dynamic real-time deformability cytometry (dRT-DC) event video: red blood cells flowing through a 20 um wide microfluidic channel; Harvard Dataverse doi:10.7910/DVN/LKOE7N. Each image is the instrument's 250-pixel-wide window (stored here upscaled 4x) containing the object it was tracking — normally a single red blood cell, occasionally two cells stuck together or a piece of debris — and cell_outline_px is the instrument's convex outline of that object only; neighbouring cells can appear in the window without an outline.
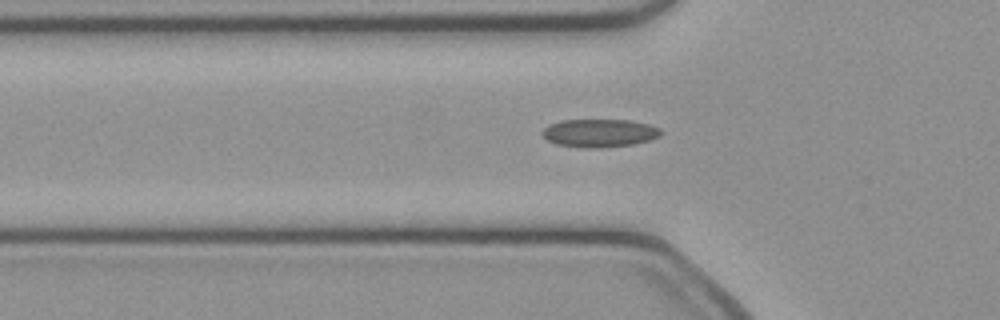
{"species": "common noctule bat (a hibernating species)", "species_latin": "Nyctalus noctula", "temperature_condition": "cold", "stored_images_in_passage": 38, "camera_frame_rate_fps": 3000, "um_per_image_px": 0.085, "animal": {"sex": "female", "body_mass_g": 21.9}, "frame": {"image": 1, "passage_image": 7, "time_ms": 2.0, "image_size_px": [1000, 320], "cell_outline_px": [[664, 132], [660, 136], [652, 140], [632, 144], [600, 148], [580, 148], [556, 144], [548, 140], [540, 132], [548, 124], [560, 120], [628, 120], [648, 124], [660, 128]], "centroid_in_image_um": [50.96, 11.31], "position_along_channel_um": 74.8, "area_um2": 19.65}}
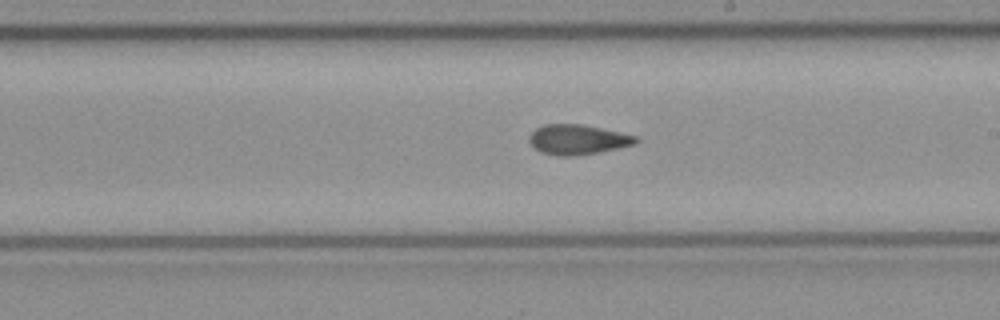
{"frame": {"image": 2, "passage_image": 19, "time_ms": 6.0, "image_size_px": [1000, 320], "cell_outline_px": [[640, 140], [636, 144], [576, 156], [556, 156], [540, 152], [532, 148], [528, 140], [528, 136], [536, 128], [544, 124], [580, 124], [640, 136]], "centroid_in_image_um": [49.08, 11.86], "position_along_channel_um": 239.9, "area_um2": 18.79}}
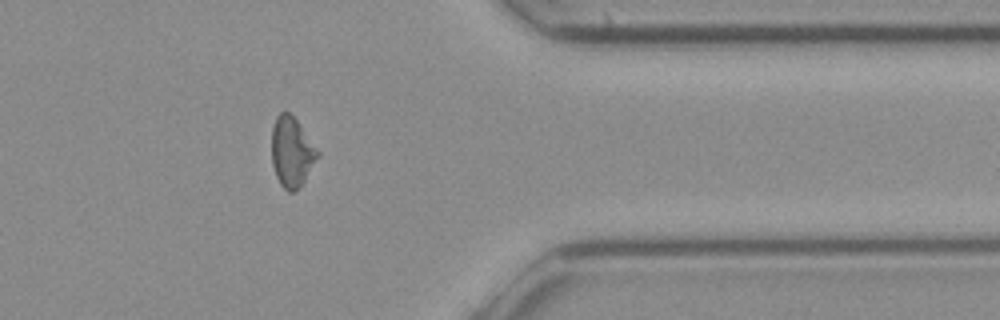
{"frame": {"image": 3, "passage_image": 31, "time_ms": 10.0, "image_size_px": [1000, 320], "cell_outline_px": [[320, 156], [304, 180], [292, 192], [288, 192], [280, 184], [276, 176], [272, 164], [272, 128], [276, 116], [280, 112], [288, 112], [296, 120], [320, 152]], "centroid_in_image_um": [24.79, 12.91], "position_along_channel_um": 386.6, "area_um2": 18.5}, "authors_computed_cell_mechanics": {"area_um2": 18.8139, "velocity_mm_per_s": 4.083, "shape_relaxation_time_tau1_ms": null, "shape_relaxation_time_tau2_ms": 3.1305, "deformation_change_tau1": null, "deformation_change_tau2": 0.0874}}